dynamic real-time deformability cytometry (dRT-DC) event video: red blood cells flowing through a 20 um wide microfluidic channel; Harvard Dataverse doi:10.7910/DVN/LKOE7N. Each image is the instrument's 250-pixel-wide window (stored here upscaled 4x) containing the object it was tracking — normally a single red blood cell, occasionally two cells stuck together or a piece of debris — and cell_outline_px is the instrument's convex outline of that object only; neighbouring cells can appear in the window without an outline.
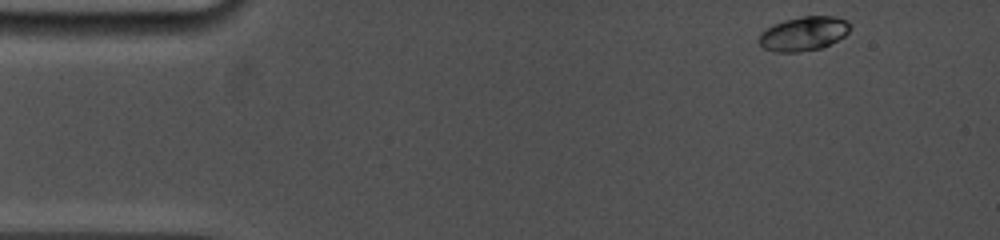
{"species": "common noctule bat (a hibernating species)", "species_latin": "Nyctalus noctula", "temperature_condition": "cold", "stored_images_in_passage": 46, "camera_frame_rate_fps": 5000, "um_per_image_px": 0.085, "animal": {"sex": "female", "body_mass_g": 19.0, "forearm_length_mm": 53.3}, "frame": {"image": 1, "passage_image": 1, "time_ms": 0.0, "image_size_px": [1000, 240], "cell_outline_px": [[848, 32], [844, 36], [820, 48], [800, 52], [776, 52], [764, 48], [760, 44], [760, 32], [764, 28], [772, 24], [784, 20], [804, 16], [836, 16], [844, 20], [848, 24]], "centroid_in_image_um": [68.25, 2.85], "position_along_channel_um": 16.8, "area_um2": 17.92}}
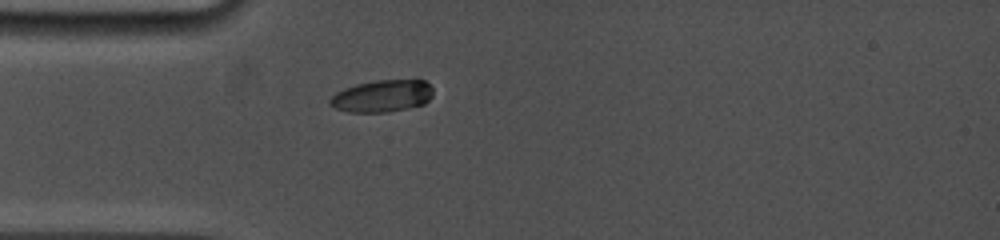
{"frame": {"image": 2, "passage_image": 11, "time_ms": 3.2, "image_size_px": [1000, 240], "cell_outline_px": [[432, 96], [424, 104], [388, 112], [348, 112], [336, 108], [328, 104], [328, 100], [336, 92], [344, 88], [356, 84], [376, 80], [424, 80], [432, 88]], "centroid_in_image_um": [32.45, 8.16], "position_along_channel_um": 52.5, "area_um2": 19.25}}
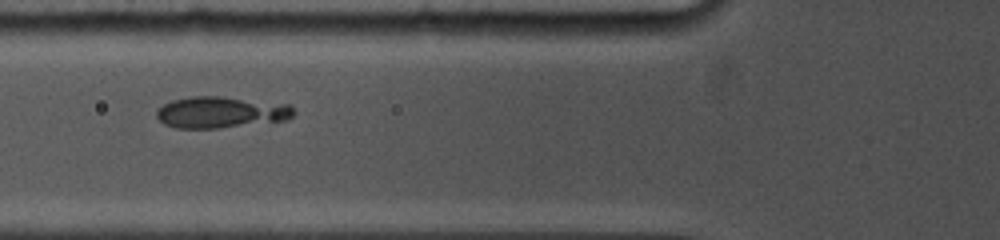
{"frame": {"image": 3, "passage_image": 16, "time_ms": 4.8, "image_size_px": [1000, 240], "cell_outline_px": [[296, 112], [288, 120], [220, 128], [176, 128], [164, 124], [156, 116], [156, 112], [164, 104], [172, 100], [192, 96], [220, 96], [292, 104]], "centroid_in_image_um": [18.83, 9.54], "position_along_channel_um": 107.0, "area_um2": 25.32}}